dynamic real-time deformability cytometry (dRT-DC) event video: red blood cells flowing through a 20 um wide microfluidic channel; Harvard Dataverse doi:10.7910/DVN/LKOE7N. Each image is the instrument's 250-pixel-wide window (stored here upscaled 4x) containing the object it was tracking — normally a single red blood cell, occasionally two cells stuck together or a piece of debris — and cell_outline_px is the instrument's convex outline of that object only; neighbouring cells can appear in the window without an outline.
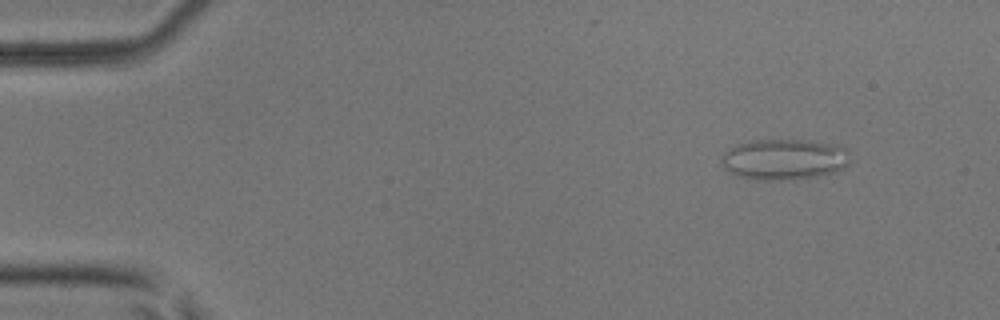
{"species": "common noctule bat (a hibernating species)", "species_latin": "Nyctalus noctula", "temperature_condition": "room temperature", "stored_images_in_passage": 17, "camera_frame_rate_fps": 3000, "um_per_image_px": 0.085, "animal": {"sex": "male", "body_mass_g": 17.9, "forearm_length_mm": 54.2}, "frame": {"image": 1, "passage_image": 1, "time_ms": 0.0, "image_size_px": [1000, 320], "cell_outline_px": [[848, 164], [844, 168], [832, 172], [808, 176], [780, 180], [764, 180], [744, 176], [728, 172], [720, 164], [720, 160], [724, 152], [740, 144], [752, 140], [800, 140], [824, 144], [844, 148], [848, 152]], "centroid_in_image_um": [66.58, 13.54], "position_along_channel_um": 18.4, "area_um2": 29.54}}
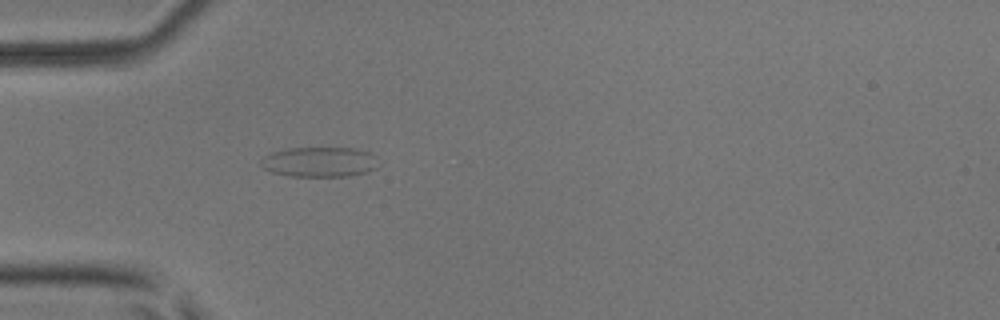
{"frame": {"image": 2, "passage_image": 11, "time_ms": 3.333, "image_size_px": [1000, 320], "cell_outline_px": [[376, 168], [368, 172], [348, 176], [288, 176], [272, 172], [264, 168], [260, 164], [260, 160], [264, 156], [272, 152], [288, 148], [352, 148], [368, 152], [376, 156]], "centroid_in_image_um": [27.14, 13.77], "position_along_channel_um": 57.9, "area_um2": 20.52}}
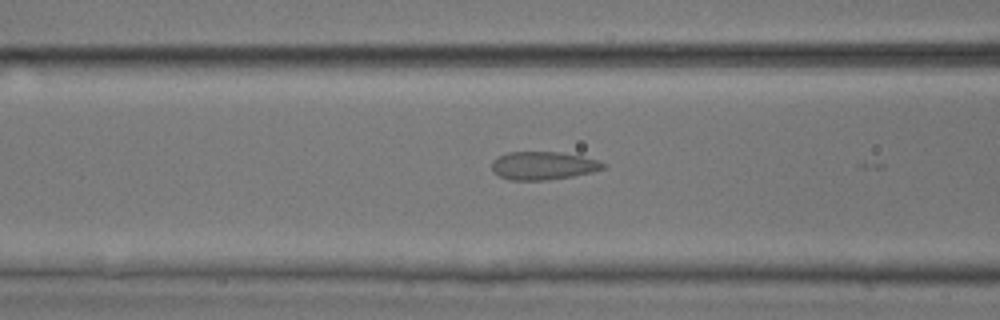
{"frame": {"image": 3, "passage_image": 16, "time_ms": 5.0, "image_size_px": [1000, 320], "cell_outline_px": [[608, 168], [592, 172], [572, 176], [548, 180], [508, 180], [500, 176], [492, 168], [492, 160], [508, 152], [560, 152], [580, 156], [596, 160], [608, 164]], "centroid_in_image_um": [46.21, 14.08], "position_along_channel_um": 120.4, "area_um2": 18.21}}